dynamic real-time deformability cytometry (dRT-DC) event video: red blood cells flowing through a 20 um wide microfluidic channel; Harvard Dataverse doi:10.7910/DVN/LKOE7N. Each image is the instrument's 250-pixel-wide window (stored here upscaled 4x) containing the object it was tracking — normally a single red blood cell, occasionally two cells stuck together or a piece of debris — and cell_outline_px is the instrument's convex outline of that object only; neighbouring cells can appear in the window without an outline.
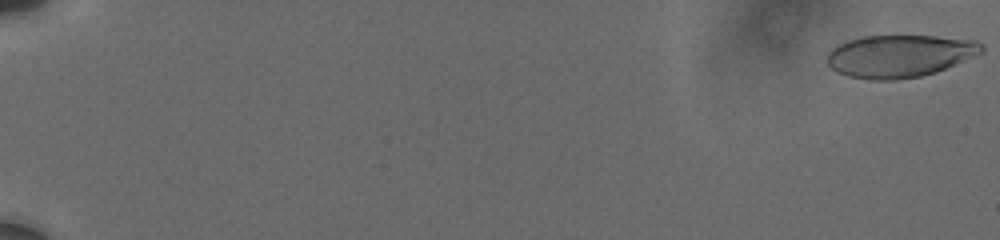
{"species": "human", "species_latin": "Homo sapiens", "temperature_condition": "cold", "stored_images_in_passage": 25, "camera_frame_rate_fps": 3000, "um_per_image_px": 0.085, "donor": {"sex": "male"}, "frame": {"image": 1, "passage_image": 1, "time_ms": 0.0, "image_size_px": [1000, 240], "cell_outline_px": [[984, 48], [980, 52], [936, 72], [920, 76], [896, 80], [872, 80], [848, 76], [836, 72], [828, 64], [828, 52], [832, 48], [848, 40], [864, 36], [936, 36], [976, 40], [984, 44]], "centroid_in_image_um": [76.44, 4.76], "position_along_channel_um": 8.6, "area_um2": 37.92}}
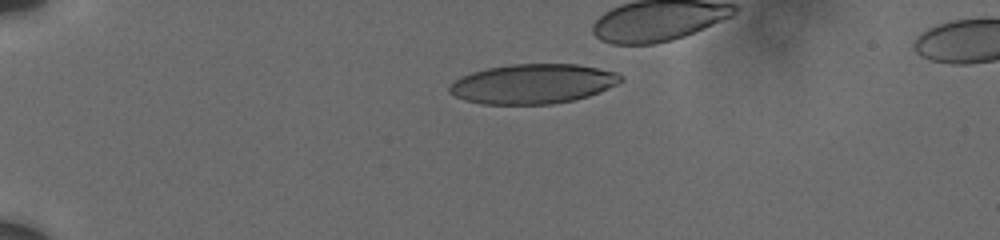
{"frame": {"image": 2, "passage_image": 15, "time_ms": 5.0, "image_size_px": [1000, 240], "cell_outline_px": [[624, 80], [608, 88], [588, 96], [572, 100], [552, 104], [484, 104], [464, 100], [448, 92], [448, 88], [456, 80], [472, 72], [488, 68], [512, 64], [576, 64], [616, 72], [624, 76]], "centroid_in_image_um": [45.31, 7.13], "position_along_channel_um": 39.7, "area_um2": 39.3}}